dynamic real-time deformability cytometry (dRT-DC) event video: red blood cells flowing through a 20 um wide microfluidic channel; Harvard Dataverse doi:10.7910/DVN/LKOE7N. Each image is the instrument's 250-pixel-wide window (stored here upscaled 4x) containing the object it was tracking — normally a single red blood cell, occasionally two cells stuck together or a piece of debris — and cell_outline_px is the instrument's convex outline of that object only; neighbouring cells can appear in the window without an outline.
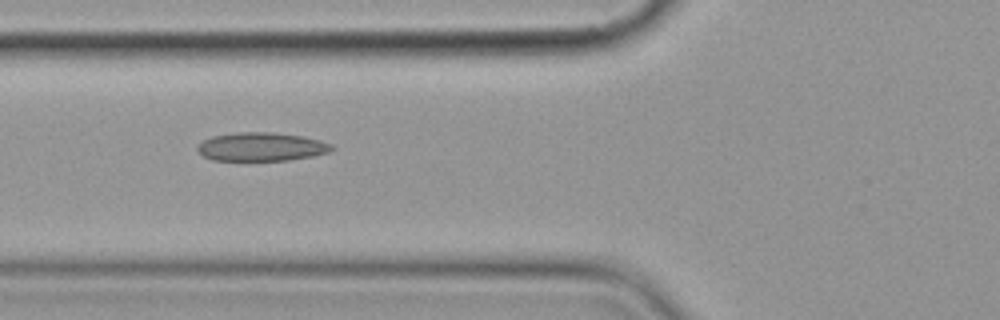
{"species": "common noctule bat (a hibernating species)", "species_latin": "Nyctalus noctula", "temperature_condition": "cold", "stored_images_in_passage": 7, "camera_frame_rate_fps": 3000, "um_per_image_px": 0.085, "animal": {"sex": "female", "body_mass_g": 19.9}, "frame": {"image": 1, "passage_image": 6, "time_ms": 6.667, "image_size_px": [1000, 320], "cell_outline_px": [[336, 148], [328, 152], [312, 156], [288, 160], [212, 160], [204, 156], [196, 148], [204, 140], [212, 136], [236, 132], [276, 132], [304, 136], [320, 140], [332, 144]], "centroid_in_image_um": [22.25, 12.46], "position_along_channel_um": 103.5, "area_um2": 22.37}}
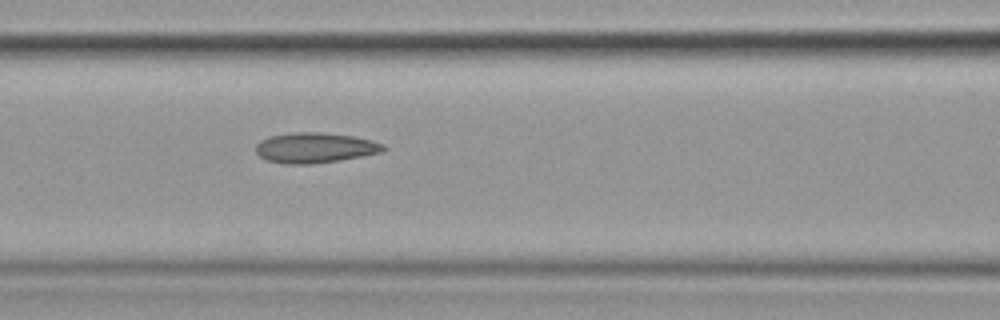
{"frame": {"image": 2, "passage_image": 7, "time_ms": 7.667, "image_size_px": [1000, 320], "cell_outline_px": [[388, 148], [380, 152], [340, 160], [312, 164], [284, 164], [268, 160], [260, 156], [256, 152], [256, 144], [260, 140], [268, 136], [292, 132], [320, 132], [352, 136], [372, 140], [384, 144]], "centroid_in_image_um": [26.75, 12.55], "position_along_channel_um": 139.8, "area_um2": 22.54}}